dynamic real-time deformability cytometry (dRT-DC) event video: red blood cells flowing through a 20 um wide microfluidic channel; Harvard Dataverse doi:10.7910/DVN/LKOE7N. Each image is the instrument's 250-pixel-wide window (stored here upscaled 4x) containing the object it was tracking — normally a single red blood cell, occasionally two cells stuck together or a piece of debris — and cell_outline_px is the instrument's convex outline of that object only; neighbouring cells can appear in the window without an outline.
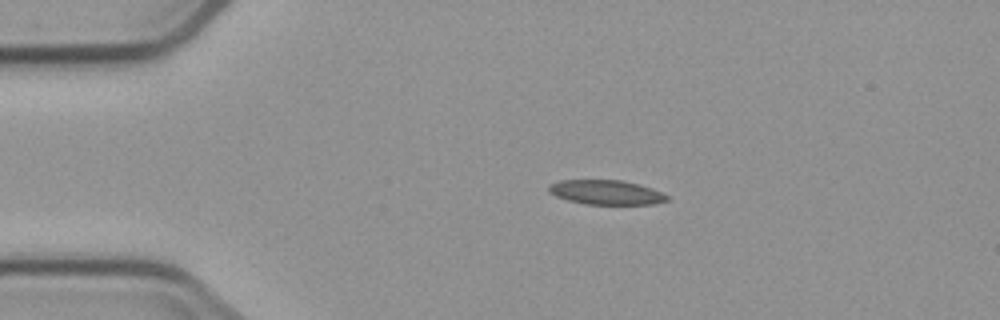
{"species": "common noctule bat (a hibernating species)", "species_latin": "Nyctalus noctula", "temperature_condition": "cold", "stored_images_in_passage": 6, "camera_frame_rate_fps": 3000, "um_per_image_px": 0.085, "animal": {"sex": "male", "body_mass_g": 23.1, "forearm_length_mm": 52.7}, "frame": {"image": 1, "passage_image": 3, "time_ms": 2.667, "image_size_px": [1000, 320], "cell_outline_px": [[668, 200], [652, 204], [584, 204], [568, 200], [556, 196], [548, 192], [548, 184], [560, 180], [620, 180], [640, 184], [652, 188], [668, 196]], "centroid_in_image_um": [51.48, 16.34], "position_along_channel_um": 33.5, "area_um2": 16.88}}
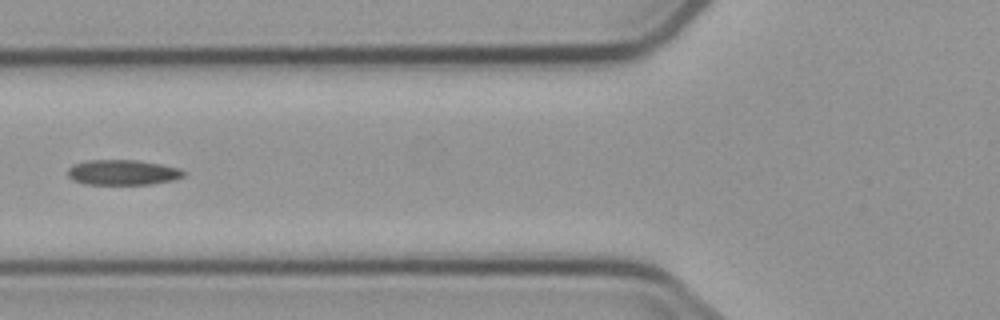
{"frame": {"image": 2, "passage_image": 5, "time_ms": 6.0, "image_size_px": [1000, 320], "cell_outline_px": [[188, 172], [184, 176], [172, 180], [152, 184], [84, 184], [72, 180], [68, 176], [68, 168], [72, 164], [84, 160], [136, 160], [160, 164], [180, 168]], "centroid_in_image_um": [10.42, 14.65], "position_along_channel_um": 115.4, "area_um2": 17.22}}
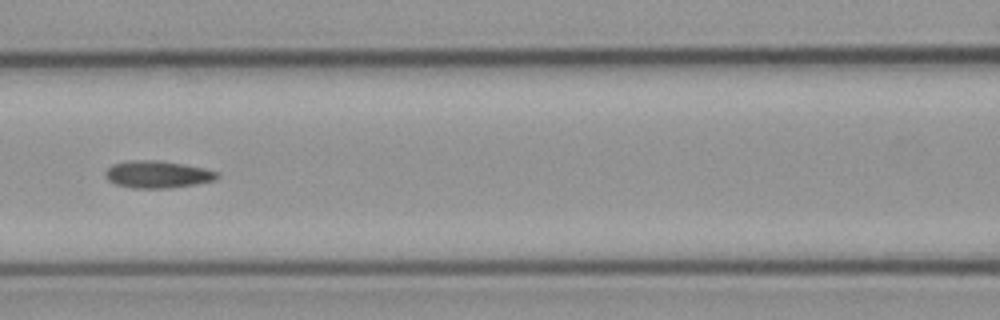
{"frame": {"image": 3, "passage_image": 6, "time_ms": 7.0, "image_size_px": [1000, 320], "cell_outline_px": [[220, 176], [216, 180], [196, 184], [168, 188], [132, 188], [116, 184], [108, 180], [104, 172], [112, 164], [128, 160], [160, 160], [184, 164], [204, 168], [220, 172]], "centroid_in_image_um": [13.41, 14.81], "position_along_channel_um": 153.2, "area_um2": 17.92}}